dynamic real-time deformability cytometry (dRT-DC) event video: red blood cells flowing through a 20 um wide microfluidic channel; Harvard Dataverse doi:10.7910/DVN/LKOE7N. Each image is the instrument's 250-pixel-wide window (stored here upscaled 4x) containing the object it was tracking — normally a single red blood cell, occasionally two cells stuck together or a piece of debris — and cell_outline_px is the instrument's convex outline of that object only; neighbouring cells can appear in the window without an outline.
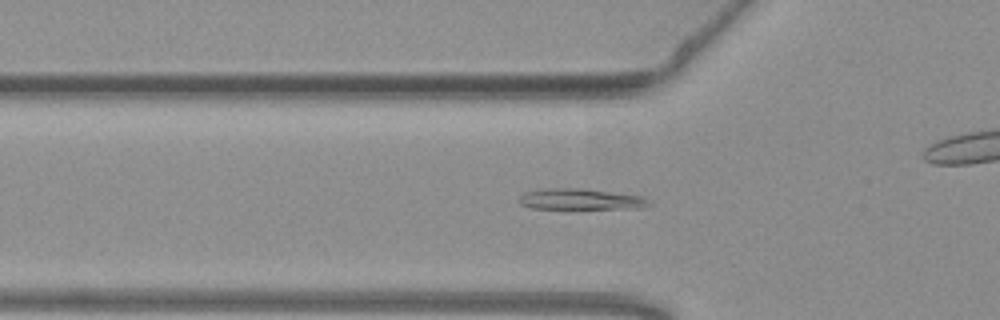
{"species": "common noctule bat (a hibernating species)", "species_latin": "Nyctalus noctula", "temperature_condition": "warm", "stored_images_in_passage": 37, "camera_frame_rate_fps": 3000, "um_per_image_px": 0.085, "animal": {"sex": "female", "body_mass_g": 19.3, "forearm_length_mm": 54.1}, "frame": {"image": 1, "passage_image": 6, "time_ms": 1.667, "image_size_px": [1000, 320], "cell_outline_px": [[652, 204], [644, 208], [532, 208], [520, 204], [520, 196], [524, 192], [544, 188], [580, 188], [640, 196], [648, 200]], "centroid_in_image_um": [49.33, 16.93], "position_along_channel_um": 76.5, "area_um2": 15.61}}
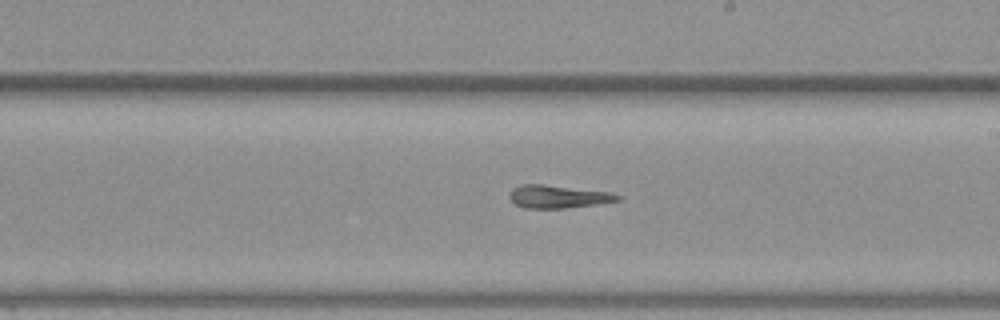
{"frame": {"image": 2, "passage_image": 19, "time_ms": 6.0, "image_size_px": [1000, 320], "cell_outline_px": [[620, 200], [600, 204], [564, 208], [524, 208], [516, 204], [508, 196], [512, 188], [520, 184], [540, 184], [612, 192], [620, 196]], "centroid_in_image_um": [47.44, 16.71], "position_along_channel_um": 241.6, "area_um2": 14.45}}
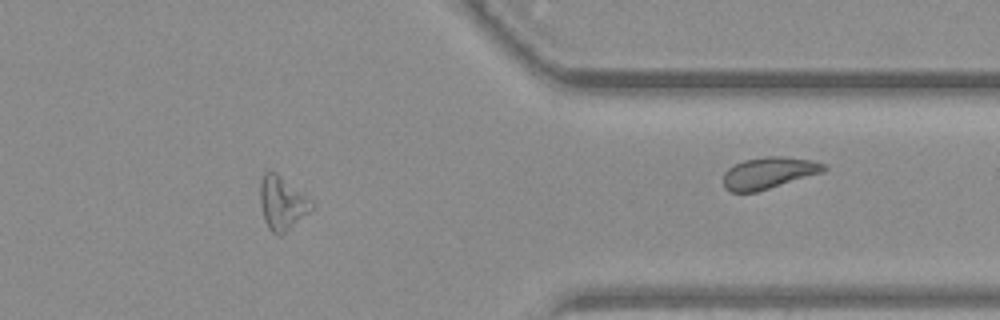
{"frame": {"image": 3, "passage_image": 32, "time_ms": 10.333, "image_size_px": [1000, 320], "cell_outline_px": [[312, 208], [308, 212], [280, 236], [276, 236], [268, 228], [264, 220], [260, 204], [260, 180], [264, 172], [268, 168], [276, 172], [308, 196], [312, 200]], "centroid_in_image_um": [23.94, 17.22], "position_along_channel_um": 387.5, "area_um2": 16.13}}